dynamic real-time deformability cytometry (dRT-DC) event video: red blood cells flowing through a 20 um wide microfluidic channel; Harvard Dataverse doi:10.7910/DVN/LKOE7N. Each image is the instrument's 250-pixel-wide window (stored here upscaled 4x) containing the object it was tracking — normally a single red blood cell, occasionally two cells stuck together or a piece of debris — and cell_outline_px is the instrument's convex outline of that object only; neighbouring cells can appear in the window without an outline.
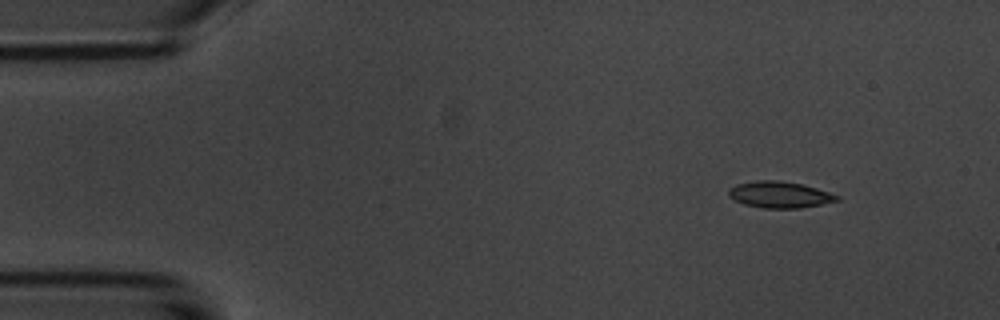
{"species": "common noctule bat (a hibernating species)", "species_latin": "Nyctalus noctula", "temperature_condition": "room temperature", "stored_images_in_passage": 49, "camera_frame_rate_fps": 3000, "um_per_image_px": 0.085, "animal": {"sex": "male", "body_mass_g": 20.1, "forearm_length_mm": 53.5}, "frame": {"image": 1, "passage_image": 1, "time_ms": 0.0, "image_size_px": [1000, 320], "cell_outline_px": [[840, 200], [800, 208], [764, 208], [744, 204], [728, 196], [728, 188], [736, 184], [756, 180], [776, 180], [804, 184], [840, 196]], "centroid_in_image_um": [66.25, 16.53], "position_along_channel_um": 18.8, "area_um2": 16.65}}
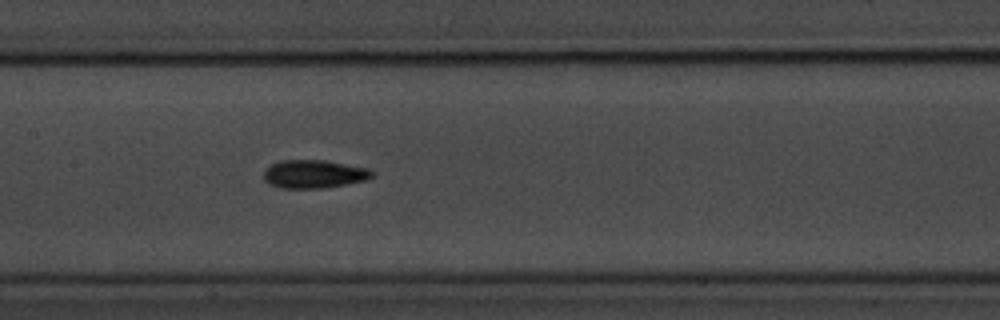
{"frame": {"image": 2, "passage_image": 21, "time_ms": 6.667, "image_size_px": [1000, 320], "cell_outline_px": [[372, 176], [364, 180], [324, 188], [280, 188], [268, 184], [264, 180], [264, 168], [280, 160], [324, 160], [368, 168], [372, 172]], "centroid_in_image_um": [26.61, 14.79], "position_along_channel_um": 180.8, "area_um2": 17.74}}
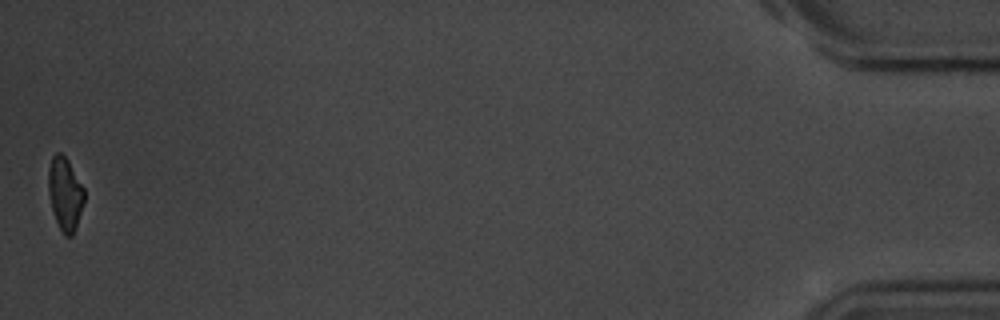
{"frame": {"image": 3, "passage_image": 49, "time_ms": 16.0, "image_size_px": [1000, 320], "cell_outline_px": [[84, 204], [76, 228], [72, 236], [64, 236], [52, 212], [48, 192], [48, 168], [52, 156], [56, 152], [60, 152], [68, 160], [84, 188]], "centroid_in_image_um": [5.52, 16.48], "position_along_channel_um": 429.7, "area_um2": 15.43}, "authors_computed_cell_mechanics": {"area_um2": 16.6464, "velocity_mm_per_s": 3.6991, "shape_relaxation_time_tau1_ms": 3.2128, "shape_relaxation_time_tau2_ms": 4.9843, "deformation_change_tau1": 0.117, "deformation_change_tau2": 0.1028}}